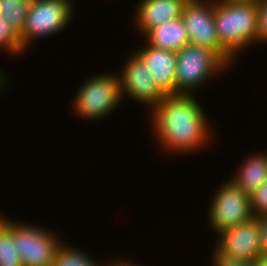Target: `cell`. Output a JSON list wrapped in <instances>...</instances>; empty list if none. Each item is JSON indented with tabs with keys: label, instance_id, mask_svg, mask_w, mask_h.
Returning <instances> with one entry per match:
<instances>
[{
	"label": "cell",
	"instance_id": "484cf974",
	"mask_svg": "<svg viewBox=\"0 0 267 266\" xmlns=\"http://www.w3.org/2000/svg\"><path fill=\"white\" fill-rule=\"evenodd\" d=\"M227 3H258L259 0H221Z\"/></svg>",
	"mask_w": 267,
	"mask_h": 266
},
{
	"label": "cell",
	"instance_id": "2e32d148",
	"mask_svg": "<svg viewBox=\"0 0 267 266\" xmlns=\"http://www.w3.org/2000/svg\"><path fill=\"white\" fill-rule=\"evenodd\" d=\"M32 0H0V15L6 19L13 30L20 35Z\"/></svg>",
	"mask_w": 267,
	"mask_h": 266
},
{
	"label": "cell",
	"instance_id": "5b68a950",
	"mask_svg": "<svg viewBox=\"0 0 267 266\" xmlns=\"http://www.w3.org/2000/svg\"><path fill=\"white\" fill-rule=\"evenodd\" d=\"M74 0H32L20 36L27 52L36 41L64 32L74 17Z\"/></svg>",
	"mask_w": 267,
	"mask_h": 266
},
{
	"label": "cell",
	"instance_id": "3957f363",
	"mask_svg": "<svg viewBox=\"0 0 267 266\" xmlns=\"http://www.w3.org/2000/svg\"><path fill=\"white\" fill-rule=\"evenodd\" d=\"M104 72L90 76L72 96L71 109L78 118L98 122L122 104L117 72Z\"/></svg>",
	"mask_w": 267,
	"mask_h": 266
},
{
	"label": "cell",
	"instance_id": "ba28073f",
	"mask_svg": "<svg viewBox=\"0 0 267 266\" xmlns=\"http://www.w3.org/2000/svg\"><path fill=\"white\" fill-rule=\"evenodd\" d=\"M181 18L190 44L208 48L230 67L234 66L236 60L219 43L214 23V0H187Z\"/></svg>",
	"mask_w": 267,
	"mask_h": 266
},
{
	"label": "cell",
	"instance_id": "7a4b0ae2",
	"mask_svg": "<svg viewBox=\"0 0 267 266\" xmlns=\"http://www.w3.org/2000/svg\"><path fill=\"white\" fill-rule=\"evenodd\" d=\"M214 23L220 45L235 59L258 44L257 3L214 0Z\"/></svg>",
	"mask_w": 267,
	"mask_h": 266
},
{
	"label": "cell",
	"instance_id": "9c48e42d",
	"mask_svg": "<svg viewBox=\"0 0 267 266\" xmlns=\"http://www.w3.org/2000/svg\"><path fill=\"white\" fill-rule=\"evenodd\" d=\"M123 67L117 75L120 81V93L123 98H130L147 107V111L153 109L165 94L157 87L150 71L142 60L132 51Z\"/></svg>",
	"mask_w": 267,
	"mask_h": 266
},
{
	"label": "cell",
	"instance_id": "44dd1931",
	"mask_svg": "<svg viewBox=\"0 0 267 266\" xmlns=\"http://www.w3.org/2000/svg\"><path fill=\"white\" fill-rule=\"evenodd\" d=\"M211 254V260L209 262L211 266H252V262H246L221 256L214 249H212Z\"/></svg>",
	"mask_w": 267,
	"mask_h": 266
},
{
	"label": "cell",
	"instance_id": "6da1fadb",
	"mask_svg": "<svg viewBox=\"0 0 267 266\" xmlns=\"http://www.w3.org/2000/svg\"><path fill=\"white\" fill-rule=\"evenodd\" d=\"M196 95H165L149 113L145 112L151 123L152 138L162 153L192 155L213 141L215 129Z\"/></svg>",
	"mask_w": 267,
	"mask_h": 266
},
{
	"label": "cell",
	"instance_id": "5bb4252c",
	"mask_svg": "<svg viewBox=\"0 0 267 266\" xmlns=\"http://www.w3.org/2000/svg\"><path fill=\"white\" fill-rule=\"evenodd\" d=\"M142 39L153 47L172 52H178L190 43L181 17L152 28Z\"/></svg>",
	"mask_w": 267,
	"mask_h": 266
},
{
	"label": "cell",
	"instance_id": "4316f807",
	"mask_svg": "<svg viewBox=\"0 0 267 266\" xmlns=\"http://www.w3.org/2000/svg\"><path fill=\"white\" fill-rule=\"evenodd\" d=\"M7 216L0 212V228L5 224Z\"/></svg>",
	"mask_w": 267,
	"mask_h": 266
},
{
	"label": "cell",
	"instance_id": "8992f818",
	"mask_svg": "<svg viewBox=\"0 0 267 266\" xmlns=\"http://www.w3.org/2000/svg\"><path fill=\"white\" fill-rule=\"evenodd\" d=\"M19 221L7 217L4 225L13 233L23 266H52L62 237L50 228Z\"/></svg>",
	"mask_w": 267,
	"mask_h": 266
},
{
	"label": "cell",
	"instance_id": "8fae6325",
	"mask_svg": "<svg viewBox=\"0 0 267 266\" xmlns=\"http://www.w3.org/2000/svg\"><path fill=\"white\" fill-rule=\"evenodd\" d=\"M143 41L142 47L139 44V47L133 50L134 53L145 64L155 84L165 95L176 94V52L156 48Z\"/></svg>",
	"mask_w": 267,
	"mask_h": 266
},
{
	"label": "cell",
	"instance_id": "7c38bea8",
	"mask_svg": "<svg viewBox=\"0 0 267 266\" xmlns=\"http://www.w3.org/2000/svg\"><path fill=\"white\" fill-rule=\"evenodd\" d=\"M187 0H138L133 24L140 37L164 22L180 18ZM136 12V13H135Z\"/></svg>",
	"mask_w": 267,
	"mask_h": 266
},
{
	"label": "cell",
	"instance_id": "52a82bcc",
	"mask_svg": "<svg viewBox=\"0 0 267 266\" xmlns=\"http://www.w3.org/2000/svg\"><path fill=\"white\" fill-rule=\"evenodd\" d=\"M214 192L206 215L214 236L253 217L250 194L245 193L231 180L226 179Z\"/></svg>",
	"mask_w": 267,
	"mask_h": 266
},
{
	"label": "cell",
	"instance_id": "ac0fdd59",
	"mask_svg": "<svg viewBox=\"0 0 267 266\" xmlns=\"http://www.w3.org/2000/svg\"><path fill=\"white\" fill-rule=\"evenodd\" d=\"M0 52H6L9 56L25 55L26 51L23 49L20 42V36L13 30L10 24L4 17L0 15ZM8 53V54H7Z\"/></svg>",
	"mask_w": 267,
	"mask_h": 266
},
{
	"label": "cell",
	"instance_id": "ffe728a7",
	"mask_svg": "<svg viewBox=\"0 0 267 266\" xmlns=\"http://www.w3.org/2000/svg\"><path fill=\"white\" fill-rule=\"evenodd\" d=\"M258 8V44H267V0H259Z\"/></svg>",
	"mask_w": 267,
	"mask_h": 266
},
{
	"label": "cell",
	"instance_id": "9a60e30c",
	"mask_svg": "<svg viewBox=\"0 0 267 266\" xmlns=\"http://www.w3.org/2000/svg\"><path fill=\"white\" fill-rule=\"evenodd\" d=\"M63 240L55 252L52 266H107L108 261L105 264L98 262L91 254L82 250L83 248L71 246L70 242L67 244Z\"/></svg>",
	"mask_w": 267,
	"mask_h": 266
},
{
	"label": "cell",
	"instance_id": "d6986e66",
	"mask_svg": "<svg viewBox=\"0 0 267 266\" xmlns=\"http://www.w3.org/2000/svg\"><path fill=\"white\" fill-rule=\"evenodd\" d=\"M253 217L267 215V181L250 194Z\"/></svg>",
	"mask_w": 267,
	"mask_h": 266
},
{
	"label": "cell",
	"instance_id": "7402d4cb",
	"mask_svg": "<svg viewBox=\"0 0 267 266\" xmlns=\"http://www.w3.org/2000/svg\"><path fill=\"white\" fill-rule=\"evenodd\" d=\"M260 231L262 257H267V215L256 216Z\"/></svg>",
	"mask_w": 267,
	"mask_h": 266
},
{
	"label": "cell",
	"instance_id": "277c9868",
	"mask_svg": "<svg viewBox=\"0 0 267 266\" xmlns=\"http://www.w3.org/2000/svg\"><path fill=\"white\" fill-rule=\"evenodd\" d=\"M176 55V94H196L205 83L231 68L216 52L199 45L189 43Z\"/></svg>",
	"mask_w": 267,
	"mask_h": 266
},
{
	"label": "cell",
	"instance_id": "d4e9b609",
	"mask_svg": "<svg viewBox=\"0 0 267 266\" xmlns=\"http://www.w3.org/2000/svg\"><path fill=\"white\" fill-rule=\"evenodd\" d=\"M252 266H267V258L260 257L259 259H256L254 262H252Z\"/></svg>",
	"mask_w": 267,
	"mask_h": 266
},
{
	"label": "cell",
	"instance_id": "30bf717a",
	"mask_svg": "<svg viewBox=\"0 0 267 266\" xmlns=\"http://www.w3.org/2000/svg\"><path fill=\"white\" fill-rule=\"evenodd\" d=\"M214 243L212 248L227 258L254 262L262 257L260 231L255 217L223 230Z\"/></svg>",
	"mask_w": 267,
	"mask_h": 266
},
{
	"label": "cell",
	"instance_id": "cb8c5ba5",
	"mask_svg": "<svg viewBox=\"0 0 267 266\" xmlns=\"http://www.w3.org/2000/svg\"><path fill=\"white\" fill-rule=\"evenodd\" d=\"M3 72H4V70L2 71L0 69V93L1 94L3 92V89H5V88L8 89L9 88V87H6V86H8V83H9L8 81H10V79L8 80L9 76H7L5 72L4 73ZM5 76H7V78Z\"/></svg>",
	"mask_w": 267,
	"mask_h": 266
},
{
	"label": "cell",
	"instance_id": "4fadbf2b",
	"mask_svg": "<svg viewBox=\"0 0 267 266\" xmlns=\"http://www.w3.org/2000/svg\"><path fill=\"white\" fill-rule=\"evenodd\" d=\"M228 179L245 193L252 194L267 181V151L245 157Z\"/></svg>",
	"mask_w": 267,
	"mask_h": 266
},
{
	"label": "cell",
	"instance_id": "e0dca14e",
	"mask_svg": "<svg viewBox=\"0 0 267 266\" xmlns=\"http://www.w3.org/2000/svg\"><path fill=\"white\" fill-rule=\"evenodd\" d=\"M0 266H23L13 233L5 225L0 228Z\"/></svg>",
	"mask_w": 267,
	"mask_h": 266
},
{
	"label": "cell",
	"instance_id": "603a6c76",
	"mask_svg": "<svg viewBox=\"0 0 267 266\" xmlns=\"http://www.w3.org/2000/svg\"><path fill=\"white\" fill-rule=\"evenodd\" d=\"M122 259H118V257H117V259H114L115 261L114 260H111L112 262L108 261L107 266H141L142 265L140 263L138 264V262H136V264H135V262L134 263L132 261L130 262L129 261L130 259H128V261H127V259H124V258H122ZM142 266H145V265H142Z\"/></svg>",
	"mask_w": 267,
	"mask_h": 266
}]
</instances>
